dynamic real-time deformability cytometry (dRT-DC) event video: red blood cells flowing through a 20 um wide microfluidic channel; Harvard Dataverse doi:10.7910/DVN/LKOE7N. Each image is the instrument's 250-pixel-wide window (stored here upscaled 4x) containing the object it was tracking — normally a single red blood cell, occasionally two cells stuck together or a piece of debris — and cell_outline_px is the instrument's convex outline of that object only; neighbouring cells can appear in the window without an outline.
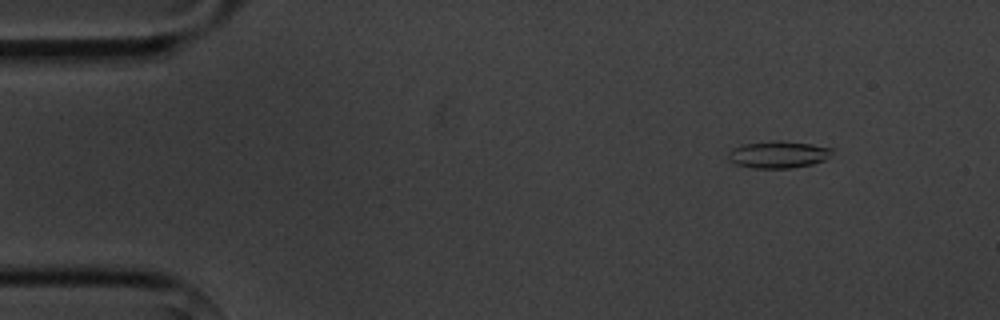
{"species": "common noctule bat (a hibernating species)", "species_latin": "Nyctalus noctula", "temperature_condition": "cold", "stored_images_in_passage": 10, "camera_frame_rate_fps": 3000, "um_per_image_px": 0.085, "animal": {"sex": "male", "body_mass_g": 20.1, "forearm_length_mm": 53.5}, "frame": {"image": 1, "passage_image": 2, "time_ms": 1.333, "image_size_px": [1000, 320], "cell_outline_px": [[836, 148], [824, 160], [812, 164], [792, 168], [752, 168], [736, 164], [728, 160], [728, 152], [732, 148], [744, 144], [780, 140], [812, 144]], "centroid_in_image_um": [66.16, 13.13], "position_along_channel_um": 18.8, "area_um2": 16.42}}
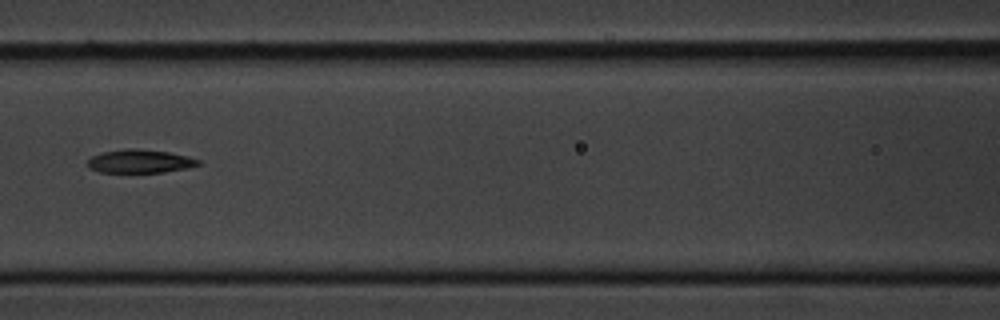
{"frame": {"image": 2, "passage_image": 7, "time_ms": 7.333, "image_size_px": [1000, 320], "cell_outline_px": [[200, 164], [188, 168], [164, 172], [100, 172], [88, 168], [88, 160], [92, 156], [104, 152], [124, 148], [132, 148], [168, 152], [188, 156], [200, 160]], "centroid_in_image_um": [11.9, 13.71], "position_along_channel_um": 154.7, "area_um2": 15.03}}
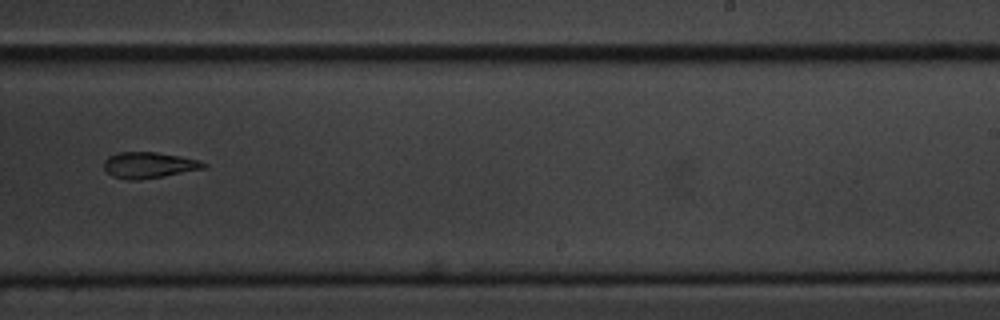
{"frame": {"image": 3, "passage_image": 10, "time_ms": 10.667, "image_size_px": [1000, 320], "cell_outline_px": [[208, 164], [204, 168], [164, 176], [136, 180], [128, 180], [112, 176], [104, 168], [104, 160], [108, 156], [120, 152], [156, 152], [180, 156], [200, 160]], "centroid_in_image_um": [12.65, 14.03], "position_along_channel_um": 276.4, "area_um2": 15.09}}